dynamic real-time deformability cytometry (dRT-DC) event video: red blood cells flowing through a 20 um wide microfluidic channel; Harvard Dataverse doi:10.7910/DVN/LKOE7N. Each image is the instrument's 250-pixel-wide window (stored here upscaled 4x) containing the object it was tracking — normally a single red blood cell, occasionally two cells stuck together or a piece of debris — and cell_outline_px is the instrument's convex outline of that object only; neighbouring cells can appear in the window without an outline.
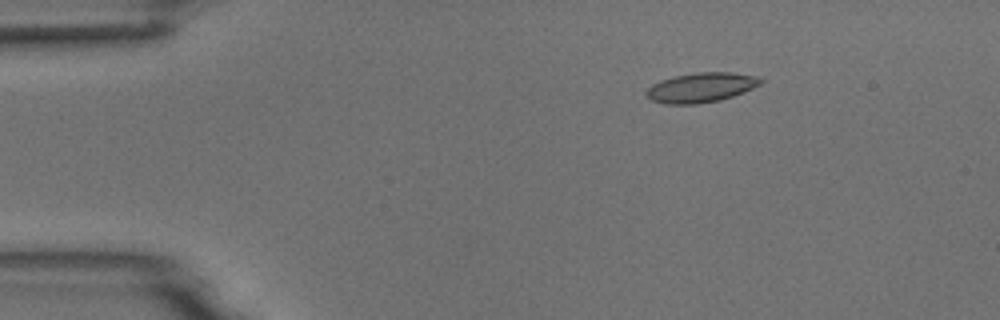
{"species": "common noctule bat (a hibernating species)", "species_latin": "Nyctalus noctula", "temperature_condition": "room temperature", "stored_images_in_passage": 5, "camera_frame_rate_fps": 3000, "um_per_image_px": 0.085, "animal": {"sex": "male", "body_mass_g": 18.8}, "frame": {"image": 1, "passage_image": 3, "time_ms": 2.333, "image_size_px": [1000, 320], "cell_outline_px": [[764, 80], [760, 84], [744, 92], [720, 100], [696, 104], [664, 104], [648, 100], [644, 96], [644, 92], [652, 84], [660, 80], [676, 76], [696, 72], [732, 72], [760, 76]], "centroid_in_image_um": [59.56, 7.44], "position_along_channel_um": 25.4, "area_um2": 20.06}}